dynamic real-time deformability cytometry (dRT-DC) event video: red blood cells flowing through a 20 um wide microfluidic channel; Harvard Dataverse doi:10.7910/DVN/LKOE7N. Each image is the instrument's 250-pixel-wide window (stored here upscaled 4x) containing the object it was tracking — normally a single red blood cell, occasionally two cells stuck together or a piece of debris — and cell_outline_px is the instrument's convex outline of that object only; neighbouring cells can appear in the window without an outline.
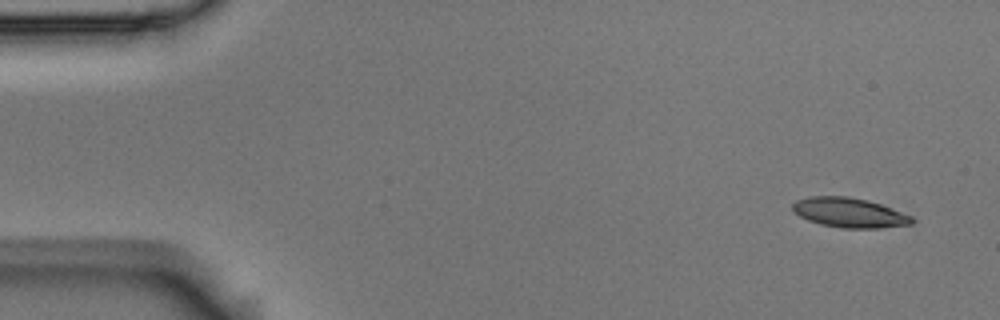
{"species": "Egyptian fruit bat (a non-hibernating species)", "species_latin": "Rousettus aegyptiacus", "temperature_condition": "room temperature", "stored_images_in_passage": 6, "camera_frame_rate_fps": 3000, "um_per_image_px": 0.085, "animal": {"sex": "male"}, "frame": {"image": 1, "passage_image": 1, "time_ms": 0.0, "image_size_px": [1000, 320], "cell_outline_px": [[912, 224], [880, 228], [840, 228], [820, 224], [808, 220], [792, 212], [792, 204], [796, 200], [808, 196], [848, 196], [868, 200], [880, 204], [912, 216]], "centroid_in_image_um": [72.14, 18.07], "position_along_channel_um": 12.9, "area_um2": 20.69}}
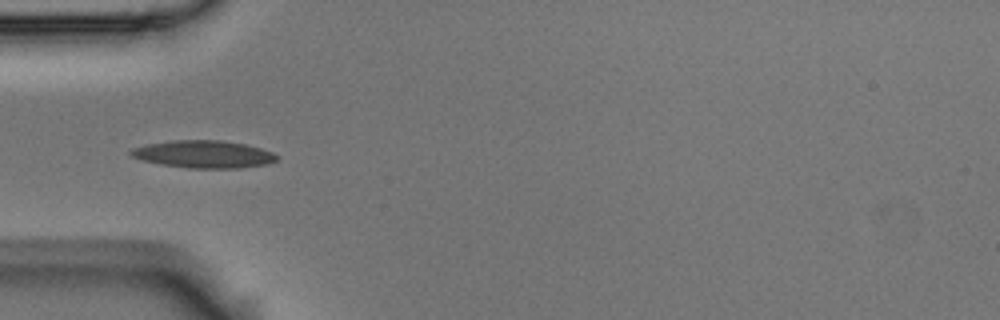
{"frame": {"image": 2, "passage_image": 5, "time_ms": 1.333, "image_size_px": [1000, 320], "cell_outline_px": [[280, 156], [276, 160], [268, 164], [240, 168], [188, 168], [160, 164], [144, 160], [132, 156], [128, 152], [132, 148], [148, 144], [172, 140], [220, 140], [244, 144], [260, 148], [272, 152]], "centroid_in_image_um": [17.33, 13.11], "position_along_channel_um": 67.7, "area_um2": 23.29}}
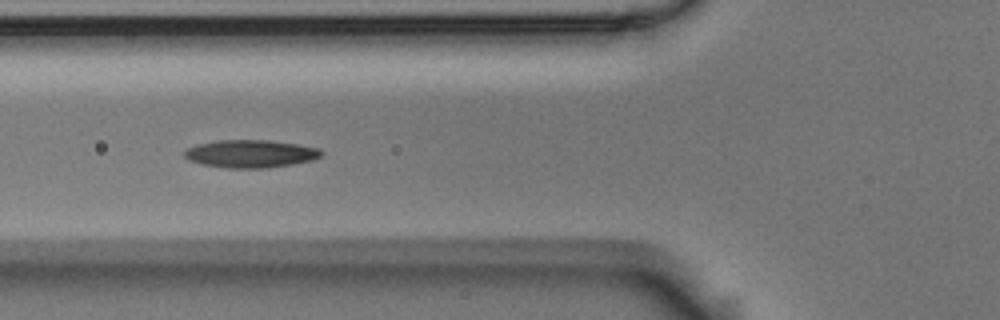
{"frame": {"image": 3, "passage_image": 6, "time_ms": 1.667, "image_size_px": [1000, 320], "cell_outline_px": [[324, 152], [320, 156], [312, 160], [292, 164], [268, 168], [228, 168], [204, 164], [188, 160], [184, 156], [184, 152], [188, 148], [200, 144], [220, 140], [268, 140], [296, 144], [320, 148]], "centroid_in_image_um": [21.33, 13.07], "position_along_channel_um": 104.5, "area_um2": 21.96}}